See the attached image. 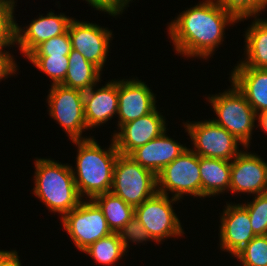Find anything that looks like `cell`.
<instances>
[{
  "mask_svg": "<svg viewBox=\"0 0 267 266\" xmlns=\"http://www.w3.org/2000/svg\"><path fill=\"white\" fill-rule=\"evenodd\" d=\"M239 19L215 0H205L169 23L168 30L177 53L208 59L224 41V30Z\"/></svg>",
  "mask_w": 267,
  "mask_h": 266,
  "instance_id": "1",
  "label": "cell"
},
{
  "mask_svg": "<svg viewBox=\"0 0 267 266\" xmlns=\"http://www.w3.org/2000/svg\"><path fill=\"white\" fill-rule=\"evenodd\" d=\"M72 142L78 146L76 171L72 169V173L81 198L86 194L92 200L100 194L110 192L115 162L120 154L113 139L108 150L102 149L92 137Z\"/></svg>",
  "mask_w": 267,
  "mask_h": 266,
  "instance_id": "2",
  "label": "cell"
},
{
  "mask_svg": "<svg viewBox=\"0 0 267 266\" xmlns=\"http://www.w3.org/2000/svg\"><path fill=\"white\" fill-rule=\"evenodd\" d=\"M72 166L50 159L35 160L33 193L48 210L61 213L63 218L82 201L72 173Z\"/></svg>",
  "mask_w": 267,
  "mask_h": 266,
  "instance_id": "3",
  "label": "cell"
},
{
  "mask_svg": "<svg viewBox=\"0 0 267 266\" xmlns=\"http://www.w3.org/2000/svg\"><path fill=\"white\" fill-rule=\"evenodd\" d=\"M231 86L228 91L208 96L218 118L212 121L225 128L248 149L257 114L236 86L233 83Z\"/></svg>",
  "mask_w": 267,
  "mask_h": 266,
  "instance_id": "4",
  "label": "cell"
},
{
  "mask_svg": "<svg viewBox=\"0 0 267 266\" xmlns=\"http://www.w3.org/2000/svg\"><path fill=\"white\" fill-rule=\"evenodd\" d=\"M111 192L135 208L157 192V177L129 155L119 154L113 170Z\"/></svg>",
  "mask_w": 267,
  "mask_h": 266,
  "instance_id": "5",
  "label": "cell"
},
{
  "mask_svg": "<svg viewBox=\"0 0 267 266\" xmlns=\"http://www.w3.org/2000/svg\"><path fill=\"white\" fill-rule=\"evenodd\" d=\"M200 156L187 148L156 176L157 192L180 200L184 194L201 197Z\"/></svg>",
  "mask_w": 267,
  "mask_h": 266,
  "instance_id": "6",
  "label": "cell"
},
{
  "mask_svg": "<svg viewBox=\"0 0 267 266\" xmlns=\"http://www.w3.org/2000/svg\"><path fill=\"white\" fill-rule=\"evenodd\" d=\"M48 94L49 115L58 122L71 140H84L87 129L84 116V92L62 84L51 85Z\"/></svg>",
  "mask_w": 267,
  "mask_h": 266,
  "instance_id": "7",
  "label": "cell"
},
{
  "mask_svg": "<svg viewBox=\"0 0 267 266\" xmlns=\"http://www.w3.org/2000/svg\"><path fill=\"white\" fill-rule=\"evenodd\" d=\"M61 219L65 231L80 251L113 233L101 209L93 200L85 202L83 199Z\"/></svg>",
  "mask_w": 267,
  "mask_h": 266,
  "instance_id": "8",
  "label": "cell"
},
{
  "mask_svg": "<svg viewBox=\"0 0 267 266\" xmlns=\"http://www.w3.org/2000/svg\"><path fill=\"white\" fill-rule=\"evenodd\" d=\"M176 201L179 200L173 197L169 200L168 195L156 192L135 207V217L155 242H161L167 237L183 235L180 220L172 208Z\"/></svg>",
  "mask_w": 267,
  "mask_h": 266,
  "instance_id": "9",
  "label": "cell"
},
{
  "mask_svg": "<svg viewBox=\"0 0 267 266\" xmlns=\"http://www.w3.org/2000/svg\"><path fill=\"white\" fill-rule=\"evenodd\" d=\"M184 126L195 147L192 151L199 156L232 161L242 151L239 141L212 120L186 122Z\"/></svg>",
  "mask_w": 267,
  "mask_h": 266,
  "instance_id": "10",
  "label": "cell"
},
{
  "mask_svg": "<svg viewBox=\"0 0 267 266\" xmlns=\"http://www.w3.org/2000/svg\"><path fill=\"white\" fill-rule=\"evenodd\" d=\"M68 33L72 49L78 51L102 71L109 52L112 32L97 24L73 19L69 24Z\"/></svg>",
  "mask_w": 267,
  "mask_h": 266,
  "instance_id": "11",
  "label": "cell"
},
{
  "mask_svg": "<svg viewBox=\"0 0 267 266\" xmlns=\"http://www.w3.org/2000/svg\"><path fill=\"white\" fill-rule=\"evenodd\" d=\"M267 193V162L257 154L241 151L231 161L230 192Z\"/></svg>",
  "mask_w": 267,
  "mask_h": 266,
  "instance_id": "12",
  "label": "cell"
},
{
  "mask_svg": "<svg viewBox=\"0 0 267 266\" xmlns=\"http://www.w3.org/2000/svg\"><path fill=\"white\" fill-rule=\"evenodd\" d=\"M165 118L155 108L152 112L119 127L113 141L120 154L129 155L133 150L160 136L166 130Z\"/></svg>",
  "mask_w": 267,
  "mask_h": 266,
  "instance_id": "13",
  "label": "cell"
},
{
  "mask_svg": "<svg viewBox=\"0 0 267 266\" xmlns=\"http://www.w3.org/2000/svg\"><path fill=\"white\" fill-rule=\"evenodd\" d=\"M72 20L64 14L55 15L51 11L45 17L41 15L32 20L26 30L15 21L14 43L19 45V49L27 57L42 42L65 34Z\"/></svg>",
  "mask_w": 267,
  "mask_h": 266,
  "instance_id": "14",
  "label": "cell"
},
{
  "mask_svg": "<svg viewBox=\"0 0 267 266\" xmlns=\"http://www.w3.org/2000/svg\"><path fill=\"white\" fill-rule=\"evenodd\" d=\"M155 95L141 80L118 81V128L147 115L156 108Z\"/></svg>",
  "mask_w": 267,
  "mask_h": 266,
  "instance_id": "15",
  "label": "cell"
},
{
  "mask_svg": "<svg viewBox=\"0 0 267 266\" xmlns=\"http://www.w3.org/2000/svg\"><path fill=\"white\" fill-rule=\"evenodd\" d=\"M220 249L235 256L255 236L248 210L241 204H227L220 219Z\"/></svg>",
  "mask_w": 267,
  "mask_h": 266,
  "instance_id": "16",
  "label": "cell"
},
{
  "mask_svg": "<svg viewBox=\"0 0 267 266\" xmlns=\"http://www.w3.org/2000/svg\"><path fill=\"white\" fill-rule=\"evenodd\" d=\"M165 133L166 131L129 154L134 161L152 171L156 176L187 149L186 146L166 136Z\"/></svg>",
  "mask_w": 267,
  "mask_h": 266,
  "instance_id": "17",
  "label": "cell"
},
{
  "mask_svg": "<svg viewBox=\"0 0 267 266\" xmlns=\"http://www.w3.org/2000/svg\"><path fill=\"white\" fill-rule=\"evenodd\" d=\"M118 80L108 81L105 86L84 92V116L88 128L92 129L110 120L118 113Z\"/></svg>",
  "mask_w": 267,
  "mask_h": 266,
  "instance_id": "18",
  "label": "cell"
},
{
  "mask_svg": "<svg viewBox=\"0 0 267 266\" xmlns=\"http://www.w3.org/2000/svg\"><path fill=\"white\" fill-rule=\"evenodd\" d=\"M230 78L257 115L267 112V69L237 65Z\"/></svg>",
  "mask_w": 267,
  "mask_h": 266,
  "instance_id": "19",
  "label": "cell"
},
{
  "mask_svg": "<svg viewBox=\"0 0 267 266\" xmlns=\"http://www.w3.org/2000/svg\"><path fill=\"white\" fill-rule=\"evenodd\" d=\"M201 197L230 191L231 161L200 156Z\"/></svg>",
  "mask_w": 267,
  "mask_h": 266,
  "instance_id": "20",
  "label": "cell"
},
{
  "mask_svg": "<svg viewBox=\"0 0 267 266\" xmlns=\"http://www.w3.org/2000/svg\"><path fill=\"white\" fill-rule=\"evenodd\" d=\"M68 59L69 68L62 85L86 92L100 82L101 70L78 51L71 49Z\"/></svg>",
  "mask_w": 267,
  "mask_h": 266,
  "instance_id": "21",
  "label": "cell"
},
{
  "mask_svg": "<svg viewBox=\"0 0 267 266\" xmlns=\"http://www.w3.org/2000/svg\"><path fill=\"white\" fill-rule=\"evenodd\" d=\"M245 32L246 59L237 65L267 69V19H257Z\"/></svg>",
  "mask_w": 267,
  "mask_h": 266,
  "instance_id": "22",
  "label": "cell"
},
{
  "mask_svg": "<svg viewBox=\"0 0 267 266\" xmlns=\"http://www.w3.org/2000/svg\"><path fill=\"white\" fill-rule=\"evenodd\" d=\"M92 200L101 209L113 233H117L135 216V208L111 191L100 194Z\"/></svg>",
  "mask_w": 267,
  "mask_h": 266,
  "instance_id": "23",
  "label": "cell"
},
{
  "mask_svg": "<svg viewBox=\"0 0 267 266\" xmlns=\"http://www.w3.org/2000/svg\"><path fill=\"white\" fill-rule=\"evenodd\" d=\"M83 252L90 255L96 262L109 266L122 259L121 257H124L128 251H125L118 234L112 233L95 241Z\"/></svg>",
  "mask_w": 267,
  "mask_h": 266,
  "instance_id": "24",
  "label": "cell"
},
{
  "mask_svg": "<svg viewBox=\"0 0 267 266\" xmlns=\"http://www.w3.org/2000/svg\"><path fill=\"white\" fill-rule=\"evenodd\" d=\"M26 58L51 78L52 85L61 84L64 81L69 68L68 56H27Z\"/></svg>",
  "mask_w": 267,
  "mask_h": 266,
  "instance_id": "25",
  "label": "cell"
},
{
  "mask_svg": "<svg viewBox=\"0 0 267 266\" xmlns=\"http://www.w3.org/2000/svg\"><path fill=\"white\" fill-rule=\"evenodd\" d=\"M235 257L242 266H267V235L255 236Z\"/></svg>",
  "mask_w": 267,
  "mask_h": 266,
  "instance_id": "26",
  "label": "cell"
},
{
  "mask_svg": "<svg viewBox=\"0 0 267 266\" xmlns=\"http://www.w3.org/2000/svg\"><path fill=\"white\" fill-rule=\"evenodd\" d=\"M242 205L248 210L253 232L267 235V193L255 195L252 202Z\"/></svg>",
  "mask_w": 267,
  "mask_h": 266,
  "instance_id": "27",
  "label": "cell"
},
{
  "mask_svg": "<svg viewBox=\"0 0 267 266\" xmlns=\"http://www.w3.org/2000/svg\"><path fill=\"white\" fill-rule=\"evenodd\" d=\"M14 0H0V50L14 45Z\"/></svg>",
  "mask_w": 267,
  "mask_h": 266,
  "instance_id": "28",
  "label": "cell"
},
{
  "mask_svg": "<svg viewBox=\"0 0 267 266\" xmlns=\"http://www.w3.org/2000/svg\"><path fill=\"white\" fill-rule=\"evenodd\" d=\"M233 13L239 21L255 17L267 7V0H215Z\"/></svg>",
  "mask_w": 267,
  "mask_h": 266,
  "instance_id": "29",
  "label": "cell"
},
{
  "mask_svg": "<svg viewBox=\"0 0 267 266\" xmlns=\"http://www.w3.org/2000/svg\"><path fill=\"white\" fill-rule=\"evenodd\" d=\"M72 45L68 31L65 34L50 38L38 45L28 56H68Z\"/></svg>",
  "mask_w": 267,
  "mask_h": 266,
  "instance_id": "30",
  "label": "cell"
},
{
  "mask_svg": "<svg viewBox=\"0 0 267 266\" xmlns=\"http://www.w3.org/2000/svg\"><path fill=\"white\" fill-rule=\"evenodd\" d=\"M117 234L125 251L129 248L128 241L133 243H142L150 240L153 241L149 233L145 230L143 224L135 216L126 225H124Z\"/></svg>",
  "mask_w": 267,
  "mask_h": 266,
  "instance_id": "31",
  "label": "cell"
},
{
  "mask_svg": "<svg viewBox=\"0 0 267 266\" xmlns=\"http://www.w3.org/2000/svg\"><path fill=\"white\" fill-rule=\"evenodd\" d=\"M90 6L99 11H104L111 16H116L123 12L125 7H129L132 0H86ZM128 5V6H127Z\"/></svg>",
  "mask_w": 267,
  "mask_h": 266,
  "instance_id": "32",
  "label": "cell"
},
{
  "mask_svg": "<svg viewBox=\"0 0 267 266\" xmlns=\"http://www.w3.org/2000/svg\"><path fill=\"white\" fill-rule=\"evenodd\" d=\"M6 50H0V80L2 78H8V75H12L17 70V65L13 59V56Z\"/></svg>",
  "mask_w": 267,
  "mask_h": 266,
  "instance_id": "33",
  "label": "cell"
},
{
  "mask_svg": "<svg viewBox=\"0 0 267 266\" xmlns=\"http://www.w3.org/2000/svg\"><path fill=\"white\" fill-rule=\"evenodd\" d=\"M0 266H21L17 252L0 250Z\"/></svg>",
  "mask_w": 267,
  "mask_h": 266,
  "instance_id": "34",
  "label": "cell"
},
{
  "mask_svg": "<svg viewBox=\"0 0 267 266\" xmlns=\"http://www.w3.org/2000/svg\"><path fill=\"white\" fill-rule=\"evenodd\" d=\"M258 123L266 133H267V112L261 113L257 115Z\"/></svg>",
  "mask_w": 267,
  "mask_h": 266,
  "instance_id": "35",
  "label": "cell"
}]
</instances>
